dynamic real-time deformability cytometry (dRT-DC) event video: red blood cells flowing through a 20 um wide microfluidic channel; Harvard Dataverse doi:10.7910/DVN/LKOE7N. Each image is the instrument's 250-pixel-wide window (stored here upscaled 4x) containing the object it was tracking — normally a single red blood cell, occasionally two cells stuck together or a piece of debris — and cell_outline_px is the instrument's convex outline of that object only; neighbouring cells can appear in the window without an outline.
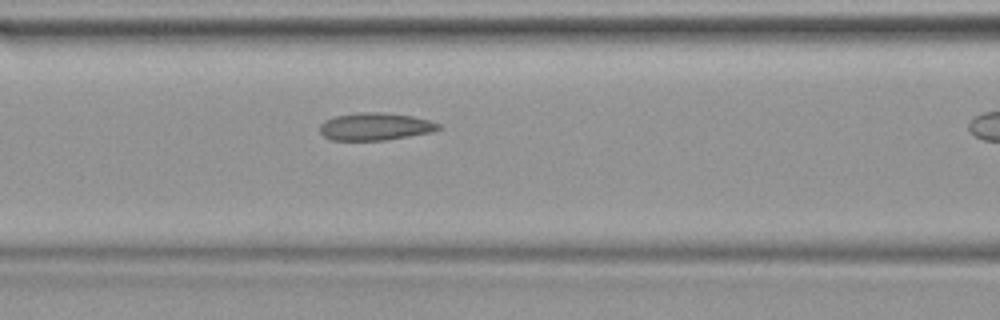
{"species": "common noctule bat (a hibernating species)", "species_latin": "Nyctalus noctula", "temperature_condition": "warm", "stored_images_in_passage": 10, "camera_frame_rate_fps": 3000, "um_per_image_px": 0.085, "animal": {"sex": "female", "body_mass_g": 19.9}, "frame": {"image": 1, "passage_image": 9, "time_ms": 2.667, "image_size_px": [1000, 320], "cell_outline_px": [[440, 128], [432, 132], [388, 140], [328, 140], [320, 132], [320, 124], [324, 120], [336, 116], [356, 112], [384, 112], [412, 116], [428, 120], [440, 124]], "centroid_in_image_um": [31.87, 10.76], "position_along_channel_um": 134.7, "area_um2": 19.13}}